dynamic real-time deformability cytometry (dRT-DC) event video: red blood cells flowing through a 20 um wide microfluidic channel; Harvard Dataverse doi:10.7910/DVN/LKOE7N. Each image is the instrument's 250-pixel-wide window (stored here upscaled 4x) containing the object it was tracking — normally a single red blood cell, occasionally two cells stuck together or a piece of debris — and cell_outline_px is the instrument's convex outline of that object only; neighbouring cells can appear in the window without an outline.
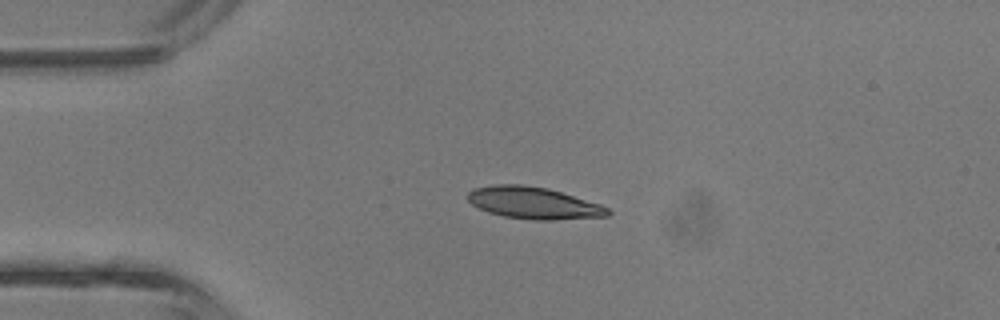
{"species": "common noctule bat (a hibernating species)", "species_latin": "Nyctalus noctula", "temperature_condition": "room temperature", "stored_images_in_passage": 33, "camera_frame_rate_fps": 3000, "um_per_image_px": 0.085, "animal": {"sex": "male", "body_mass_g": 13.3}, "frame": {"image": 1, "passage_image": 1, "time_ms": 0.0, "image_size_px": [1000, 320], "cell_outline_px": [[612, 212], [608, 216], [552, 220], [532, 220], [504, 216], [488, 212], [472, 204], [468, 200], [468, 192], [476, 188], [496, 184], [524, 184], [548, 188], [600, 204], [608, 208]], "centroid_in_image_um": [45.37, 17.25], "position_along_channel_um": 39.6, "area_um2": 25.95}}
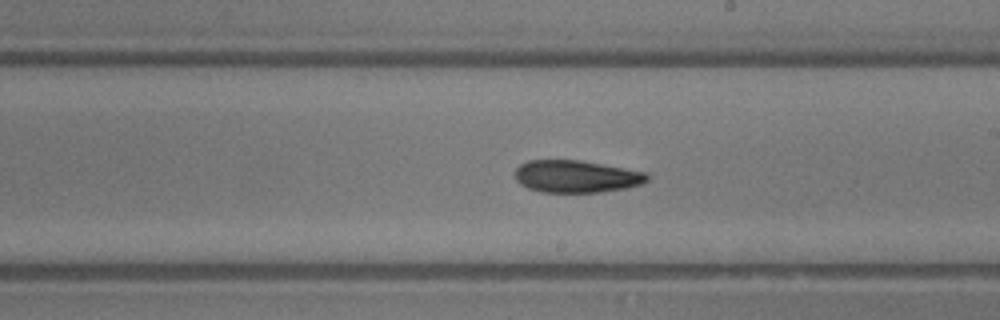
{"frame": {"image": 2, "passage_image": 15, "time_ms": 4.667, "image_size_px": [1000, 320], "cell_outline_px": [[648, 180], [640, 184], [628, 188], [600, 192], [540, 192], [528, 188], [520, 184], [516, 180], [516, 168], [520, 164], [528, 160], [580, 160], [648, 172]], "centroid_in_image_um": [48.99, 14.99], "position_along_channel_um": 240.0, "area_um2": 24.97}}
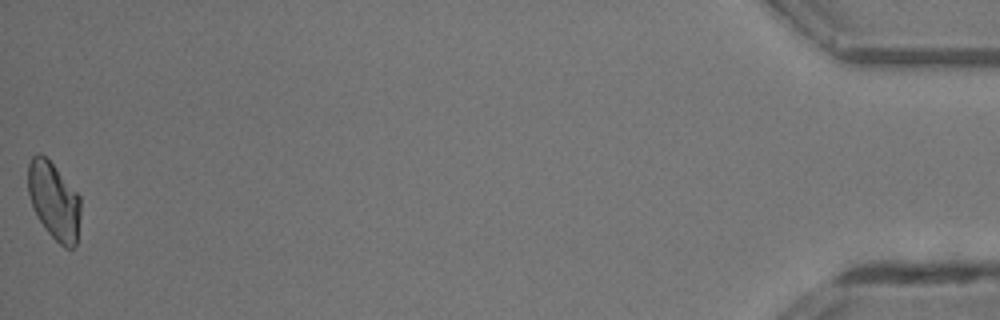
{"frame": {"image": 3, "passage_image": 33, "time_ms": 10.667, "image_size_px": [1000, 320], "cell_outline_px": [[80, 216], [76, 244], [72, 248], [64, 248], [44, 228], [36, 216], [32, 208], [28, 192], [28, 164], [32, 156], [36, 152], [40, 152], [52, 164], [80, 196]], "centroid_in_image_um": [4.57, 17.08], "position_along_channel_um": 430.6, "area_um2": 23.64}, "authors_computed_cell_mechanics": {"area_um2": 24.9696, "velocity_mm_per_s": 4.911, "shape_relaxation_time_tau1_ms": 5.1756, "shape_relaxation_time_tau2_ms": 2.0429, "deformation_change_tau1": 0.1524, "deformation_change_tau2": 0.0792}}